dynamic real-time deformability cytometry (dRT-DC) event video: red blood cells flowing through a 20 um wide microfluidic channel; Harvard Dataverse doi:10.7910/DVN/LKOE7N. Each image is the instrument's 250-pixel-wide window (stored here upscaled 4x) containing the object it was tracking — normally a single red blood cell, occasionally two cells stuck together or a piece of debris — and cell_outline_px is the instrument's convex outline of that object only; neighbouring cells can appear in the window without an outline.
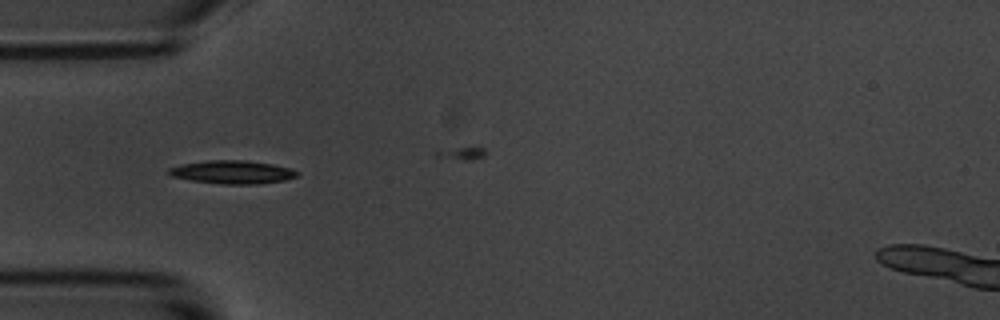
{"species": "common noctule bat (a hibernating species)", "species_latin": "Nyctalus noctula", "temperature_condition": "room temperature", "stored_images_in_passage": 4, "camera_frame_rate_fps": 3000, "um_per_image_px": 0.085, "animal": {"sex": "male", "body_mass_g": 20.1, "forearm_length_mm": 53.5}, "frame": {"image": 1, "passage_image": 1, "time_ms": 0.0, "image_size_px": [1000, 320], "cell_outline_px": [[300, 172], [296, 176], [284, 180], [260, 184], [220, 184], [192, 180], [172, 176], [168, 172], [168, 168], [180, 164], [208, 160], [248, 160], [272, 164], [292, 168]], "centroid_in_image_um": [19.77, 14.62], "position_along_channel_um": 65.2, "area_um2": 17.46}}
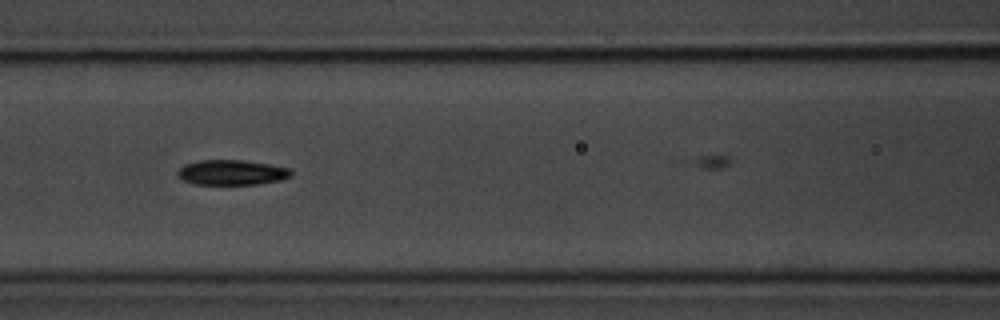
{"frame": {"image": 2, "passage_image": 3, "time_ms": 2.333, "image_size_px": [1000, 320], "cell_outline_px": [[292, 176], [280, 180], [256, 184], [192, 184], [176, 176], [176, 172], [184, 164], [200, 160], [244, 160], [292, 168]], "centroid_in_image_um": [19.69, 14.65], "position_along_channel_um": 146.9, "area_um2": 16.7}}
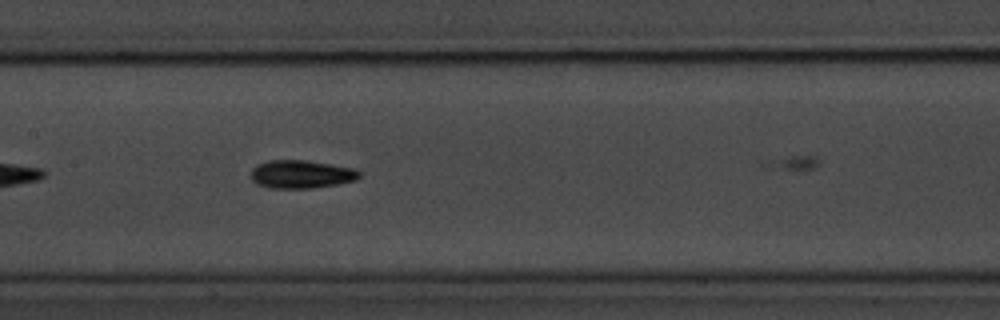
{"frame": {"image": 3, "passage_image": 4, "time_ms": 3.333, "image_size_px": [1000, 320], "cell_outline_px": [[360, 176], [356, 180], [336, 184], [312, 188], [268, 188], [256, 184], [252, 180], [252, 168], [256, 164], [268, 160], [308, 160], [356, 168], [360, 172]], "centroid_in_image_um": [25.6, 14.8], "position_along_channel_um": 181.8, "area_um2": 17.98}}